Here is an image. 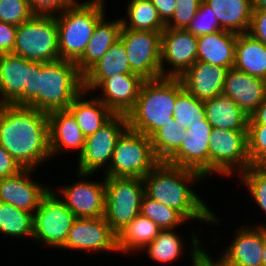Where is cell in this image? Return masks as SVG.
Instances as JSON below:
<instances>
[{
    "instance_id": "6da1fadb",
    "label": "cell",
    "mask_w": 266,
    "mask_h": 266,
    "mask_svg": "<svg viewBox=\"0 0 266 266\" xmlns=\"http://www.w3.org/2000/svg\"><path fill=\"white\" fill-rule=\"evenodd\" d=\"M142 179L145 195L177 210L189 221L188 226L191 221L210 226L222 225L215 209L209 206L208 200L200 197L201 192H197V188L194 189L196 185H200L199 183L207 182L199 172L159 162Z\"/></svg>"
},
{
    "instance_id": "7a4b0ae2",
    "label": "cell",
    "mask_w": 266,
    "mask_h": 266,
    "mask_svg": "<svg viewBox=\"0 0 266 266\" xmlns=\"http://www.w3.org/2000/svg\"><path fill=\"white\" fill-rule=\"evenodd\" d=\"M0 144L23 168L41 169L52 160L48 114L29 106L0 105Z\"/></svg>"
},
{
    "instance_id": "3957f363",
    "label": "cell",
    "mask_w": 266,
    "mask_h": 266,
    "mask_svg": "<svg viewBox=\"0 0 266 266\" xmlns=\"http://www.w3.org/2000/svg\"><path fill=\"white\" fill-rule=\"evenodd\" d=\"M177 98V77L145 80L134 107L127 113L128 128L151 137L171 122Z\"/></svg>"
},
{
    "instance_id": "277c9868",
    "label": "cell",
    "mask_w": 266,
    "mask_h": 266,
    "mask_svg": "<svg viewBox=\"0 0 266 266\" xmlns=\"http://www.w3.org/2000/svg\"><path fill=\"white\" fill-rule=\"evenodd\" d=\"M106 1H73L56 16L60 59L76 62L85 51L97 23L105 16Z\"/></svg>"
},
{
    "instance_id": "5b68a950",
    "label": "cell",
    "mask_w": 266,
    "mask_h": 266,
    "mask_svg": "<svg viewBox=\"0 0 266 266\" xmlns=\"http://www.w3.org/2000/svg\"><path fill=\"white\" fill-rule=\"evenodd\" d=\"M83 90V75L75 62L63 59L41 62V74H38L39 111L48 114L66 110Z\"/></svg>"
},
{
    "instance_id": "8992f818",
    "label": "cell",
    "mask_w": 266,
    "mask_h": 266,
    "mask_svg": "<svg viewBox=\"0 0 266 266\" xmlns=\"http://www.w3.org/2000/svg\"><path fill=\"white\" fill-rule=\"evenodd\" d=\"M160 161L151 140L143 133L127 128L118 138L105 177L143 178Z\"/></svg>"
},
{
    "instance_id": "52a82bcc",
    "label": "cell",
    "mask_w": 266,
    "mask_h": 266,
    "mask_svg": "<svg viewBox=\"0 0 266 266\" xmlns=\"http://www.w3.org/2000/svg\"><path fill=\"white\" fill-rule=\"evenodd\" d=\"M251 166L248 131L212 128L209 141V179L239 176Z\"/></svg>"
},
{
    "instance_id": "ba28073f",
    "label": "cell",
    "mask_w": 266,
    "mask_h": 266,
    "mask_svg": "<svg viewBox=\"0 0 266 266\" xmlns=\"http://www.w3.org/2000/svg\"><path fill=\"white\" fill-rule=\"evenodd\" d=\"M56 16L33 15L17 26L13 54L33 62L60 59Z\"/></svg>"
},
{
    "instance_id": "9c48e42d",
    "label": "cell",
    "mask_w": 266,
    "mask_h": 266,
    "mask_svg": "<svg viewBox=\"0 0 266 266\" xmlns=\"http://www.w3.org/2000/svg\"><path fill=\"white\" fill-rule=\"evenodd\" d=\"M75 219V215L51 187L33 213L32 241L40 247L47 245L52 250H60Z\"/></svg>"
},
{
    "instance_id": "30bf717a",
    "label": "cell",
    "mask_w": 266,
    "mask_h": 266,
    "mask_svg": "<svg viewBox=\"0 0 266 266\" xmlns=\"http://www.w3.org/2000/svg\"><path fill=\"white\" fill-rule=\"evenodd\" d=\"M142 178L105 177V220L117 234L141 210Z\"/></svg>"
},
{
    "instance_id": "8fae6325",
    "label": "cell",
    "mask_w": 266,
    "mask_h": 266,
    "mask_svg": "<svg viewBox=\"0 0 266 266\" xmlns=\"http://www.w3.org/2000/svg\"><path fill=\"white\" fill-rule=\"evenodd\" d=\"M127 128L126 115L114 114L94 134L85 137L84 150L76 158L78 162H75V171L103 174L109 168L118 138Z\"/></svg>"
},
{
    "instance_id": "7c38bea8",
    "label": "cell",
    "mask_w": 266,
    "mask_h": 266,
    "mask_svg": "<svg viewBox=\"0 0 266 266\" xmlns=\"http://www.w3.org/2000/svg\"><path fill=\"white\" fill-rule=\"evenodd\" d=\"M77 181L59 184L57 195L76 218H97L105 214V176L101 180L90 178L93 174L72 172ZM92 180V181H91Z\"/></svg>"
},
{
    "instance_id": "4fadbf2b",
    "label": "cell",
    "mask_w": 266,
    "mask_h": 266,
    "mask_svg": "<svg viewBox=\"0 0 266 266\" xmlns=\"http://www.w3.org/2000/svg\"><path fill=\"white\" fill-rule=\"evenodd\" d=\"M189 228L193 230L188 234V237H190V241L187 243V245H190L189 248L184 242L186 240V237L184 236L185 234H183L182 231L178 232L179 228L164 229L161 230L159 235L143 248L138 255L145 253V255H147L145 257H148L150 261L154 262V264L156 262L159 264L162 263V265L165 264L166 266H172L171 264L173 262H178V260L180 262L181 258L185 255L187 256L186 259L189 258L191 260L189 261L191 263L190 265L194 264L206 251H208V249L206 250V246L203 244L204 240L201 239L202 237H199L201 235V230H196L197 227L196 225L194 226V224L192 225V222L191 227ZM197 231H199V233Z\"/></svg>"
},
{
    "instance_id": "5bb4252c",
    "label": "cell",
    "mask_w": 266,
    "mask_h": 266,
    "mask_svg": "<svg viewBox=\"0 0 266 266\" xmlns=\"http://www.w3.org/2000/svg\"><path fill=\"white\" fill-rule=\"evenodd\" d=\"M131 71L144 80L161 77V32L121 29Z\"/></svg>"
},
{
    "instance_id": "9a60e30c",
    "label": "cell",
    "mask_w": 266,
    "mask_h": 266,
    "mask_svg": "<svg viewBox=\"0 0 266 266\" xmlns=\"http://www.w3.org/2000/svg\"><path fill=\"white\" fill-rule=\"evenodd\" d=\"M63 251L102 254L115 253L117 250V234L111 229L105 217L76 218L68 232Z\"/></svg>"
},
{
    "instance_id": "2e32d148",
    "label": "cell",
    "mask_w": 266,
    "mask_h": 266,
    "mask_svg": "<svg viewBox=\"0 0 266 266\" xmlns=\"http://www.w3.org/2000/svg\"><path fill=\"white\" fill-rule=\"evenodd\" d=\"M197 37L186 29L161 32V77H180L197 61Z\"/></svg>"
},
{
    "instance_id": "e0dca14e",
    "label": "cell",
    "mask_w": 266,
    "mask_h": 266,
    "mask_svg": "<svg viewBox=\"0 0 266 266\" xmlns=\"http://www.w3.org/2000/svg\"><path fill=\"white\" fill-rule=\"evenodd\" d=\"M227 247L215 258L221 266H262L263 226L241 223ZM225 249V250H224Z\"/></svg>"
},
{
    "instance_id": "ac0fdd59",
    "label": "cell",
    "mask_w": 266,
    "mask_h": 266,
    "mask_svg": "<svg viewBox=\"0 0 266 266\" xmlns=\"http://www.w3.org/2000/svg\"><path fill=\"white\" fill-rule=\"evenodd\" d=\"M212 126L207 119L187 127L188 138L166 163L199 172L209 178V141Z\"/></svg>"
},
{
    "instance_id": "d6986e66",
    "label": "cell",
    "mask_w": 266,
    "mask_h": 266,
    "mask_svg": "<svg viewBox=\"0 0 266 266\" xmlns=\"http://www.w3.org/2000/svg\"><path fill=\"white\" fill-rule=\"evenodd\" d=\"M35 169L24 168L16 175L0 180V202L8 203L17 209L34 213L42 197L52 185L34 178ZM36 180V181H35Z\"/></svg>"
},
{
    "instance_id": "ffe728a7",
    "label": "cell",
    "mask_w": 266,
    "mask_h": 266,
    "mask_svg": "<svg viewBox=\"0 0 266 266\" xmlns=\"http://www.w3.org/2000/svg\"><path fill=\"white\" fill-rule=\"evenodd\" d=\"M144 81L138 74H118L105 79L92 93L99 92L97 98L114 114L127 115L134 107Z\"/></svg>"
},
{
    "instance_id": "44dd1931",
    "label": "cell",
    "mask_w": 266,
    "mask_h": 266,
    "mask_svg": "<svg viewBox=\"0 0 266 266\" xmlns=\"http://www.w3.org/2000/svg\"><path fill=\"white\" fill-rule=\"evenodd\" d=\"M48 122L51 159L67 151H77L76 156L79 157L84 150L85 136L73 114L68 109L53 111L48 113Z\"/></svg>"
},
{
    "instance_id": "7402d4cb",
    "label": "cell",
    "mask_w": 266,
    "mask_h": 266,
    "mask_svg": "<svg viewBox=\"0 0 266 266\" xmlns=\"http://www.w3.org/2000/svg\"><path fill=\"white\" fill-rule=\"evenodd\" d=\"M223 95L251 116L266 96V81L234 67L227 70Z\"/></svg>"
},
{
    "instance_id": "603a6c76",
    "label": "cell",
    "mask_w": 266,
    "mask_h": 266,
    "mask_svg": "<svg viewBox=\"0 0 266 266\" xmlns=\"http://www.w3.org/2000/svg\"><path fill=\"white\" fill-rule=\"evenodd\" d=\"M227 68L196 61L180 77L183 88L201 101L223 95Z\"/></svg>"
},
{
    "instance_id": "cb8c5ba5",
    "label": "cell",
    "mask_w": 266,
    "mask_h": 266,
    "mask_svg": "<svg viewBox=\"0 0 266 266\" xmlns=\"http://www.w3.org/2000/svg\"><path fill=\"white\" fill-rule=\"evenodd\" d=\"M33 63L13 53L0 55V105L23 106V91L28 87L29 67Z\"/></svg>"
},
{
    "instance_id": "d4e9b609",
    "label": "cell",
    "mask_w": 266,
    "mask_h": 266,
    "mask_svg": "<svg viewBox=\"0 0 266 266\" xmlns=\"http://www.w3.org/2000/svg\"><path fill=\"white\" fill-rule=\"evenodd\" d=\"M118 74H135L131 71L128 56L120 38L83 75V89L92 93L105 79Z\"/></svg>"
},
{
    "instance_id": "484cf974",
    "label": "cell",
    "mask_w": 266,
    "mask_h": 266,
    "mask_svg": "<svg viewBox=\"0 0 266 266\" xmlns=\"http://www.w3.org/2000/svg\"><path fill=\"white\" fill-rule=\"evenodd\" d=\"M122 28L121 18L112 19L105 15L96 25L83 55L75 62L79 72L84 75L95 65L107 50L119 39Z\"/></svg>"
},
{
    "instance_id": "4316f807",
    "label": "cell",
    "mask_w": 266,
    "mask_h": 266,
    "mask_svg": "<svg viewBox=\"0 0 266 266\" xmlns=\"http://www.w3.org/2000/svg\"><path fill=\"white\" fill-rule=\"evenodd\" d=\"M236 40L237 34L225 30L198 36L197 61L232 68L235 62Z\"/></svg>"
},
{
    "instance_id": "83f0119b",
    "label": "cell",
    "mask_w": 266,
    "mask_h": 266,
    "mask_svg": "<svg viewBox=\"0 0 266 266\" xmlns=\"http://www.w3.org/2000/svg\"><path fill=\"white\" fill-rule=\"evenodd\" d=\"M91 95L83 90L68 107L85 137L94 134L114 115L96 95Z\"/></svg>"
},
{
    "instance_id": "f1b7e54d",
    "label": "cell",
    "mask_w": 266,
    "mask_h": 266,
    "mask_svg": "<svg viewBox=\"0 0 266 266\" xmlns=\"http://www.w3.org/2000/svg\"><path fill=\"white\" fill-rule=\"evenodd\" d=\"M215 13L221 30L247 33L253 8L251 0H203Z\"/></svg>"
},
{
    "instance_id": "f546056e",
    "label": "cell",
    "mask_w": 266,
    "mask_h": 266,
    "mask_svg": "<svg viewBox=\"0 0 266 266\" xmlns=\"http://www.w3.org/2000/svg\"><path fill=\"white\" fill-rule=\"evenodd\" d=\"M204 107L212 128L247 131L249 116L229 97L216 96L204 101Z\"/></svg>"
},
{
    "instance_id": "4dcf8cb0",
    "label": "cell",
    "mask_w": 266,
    "mask_h": 266,
    "mask_svg": "<svg viewBox=\"0 0 266 266\" xmlns=\"http://www.w3.org/2000/svg\"><path fill=\"white\" fill-rule=\"evenodd\" d=\"M162 229L150 219L138 214L129 224L117 233V250L122 256H136Z\"/></svg>"
},
{
    "instance_id": "1f68e13d",
    "label": "cell",
    "mask_w": 266,
    "mask_h": 266,
    "mask_svg": "<svg viewBox=\"0 0 266 266\" xmlns=\"http://www.w3.org/2000/svg\"><path fill=\"white\" fill-rule=\"evenodd\" d=\"M233 67L266 81V45L249 33L237 34Z\"/></svg>"
},
{
    "instance_id": "d6a6232c",
    "label": "cell",
    "mask_w": 266,
    "mask_h": 266,
    "mask_svg": "<svg viewBox=\"0 0 266 266\" xmlns=\"http://www.w3.org/2000/svg\"><path fill=\"white\" fill-rule=\"evenodd\" d=\"M125 8L121 29L162 32L166 28L150 0H127Z\"/></svg>"
},
{
    "instance_id": "836d02e7",
    "label": "cell",
    "mask_w": 266,
    "mask_h": 266,
    "mask_svg": "<svg viewBox=\"0 0 266 266\" xmlns=\"http://www.w3.org/2000/svg\"><path fill=\"white\" fill-rule=\"evenodd\" d=\"M32 221L33 213L0 202V236L17 240L28 238L30 241L33 239Z\"/></svg>"
},
{
    "instance_id": "e575fe53",
    "label": "cell",
    "mask_w": 266,
    "mask_h": 266,
    "mask_svg": "<svg viewBox=\"0 0 266 266\" xmlns=\"http://www.w3.org/2000/svg\"><path fill=\"white\" fill-rule=\"evenodd\" d=\"M173 118L184 129H187L191 124L202 122L206 119L204 101L186 91L178 77Z\"/></svg>"
},
{
    "instance_id": "d590c367",
    "label": "cell",
    "mask_w": 266,
    "mask_h": 266,
    "mask_svg": "<svg viewBox=\"0 0 266 266\" xmlns=\"http://www.w3.org/2000/svg\"><path fill=\"white\" fill-rule=\"evenodd\" d=\"M185 138H188L186 129L181 128L172 118L171 122L150 137L156 158L160 162H166L180 148Z\"/></svg>"
},
{
    "instance_id": "8d00e7d4",
    "label": "cell",
    "mask_w": 266,
    "mask_h": 266,
    "mask_svg": "<svg viewBox=\"0 0 266 266\" xmlns=\"http://www.w3.org/2000/svg\"><path fill=\"white\" fill-rule=\"evenodd\" d=\"M239 180L240 185H243L245 190L247 188L249 199H253V204L257 205L255 208H259L257 209L258 212L261 211L266 215V164L251 165L238 176ZM255 223L253 221L249 222V224L255 226H266V222L264 224L263 220L257 222L258 224Z\"/></svg>"
},
{
    "instance_id": "74e56055",
    "label": "cell",
    "mask_w": 266,
    "mask_h": 266,
    "mask_svg": "<svg viewBox=\"0 0 266 266\" xmlns=\"http://www.w3.org/2000/svg\"><path fill=\"white\" fill-rule=\"evenodd\" d=\"M140 213L154 222L162 230L176 229L179 226L182 228L184 225L189 229L187 226L188 221L177 210L153 200L145 194L141 201Z\"/></svg>"
},
{
    "instance_id": "f35d334b",
    "label": "cell",
    "mask_w": 266,
    "mask_h": 266,
    "mask_svg": "<svg viewBox=\"0 0 266 266\" xmlns=\"http://www.w3.org/2000/svg\"><path fill=\"white\" fill-rule=\"evenodd\" d=\"M247 131L250 164H266V125L248 124Z\"/></svg>"
},
{
    "instance_id": "ab89813d",
    "label": "cell",
    "mask_w": 266,
    "mask_h": 266,
    "mask_svg": "<svg viewBox=\"0 0 266 266\" xmlns=\"http://www.w3.org/2000/svg\"><path fill=\"white\" fill-rule=\"evenodd\" d=\"M186 30L198 37L204 34L215 33L221 30V27L213 10L202 1L196 16L187 26Z\"/></svg>"
},
{
    "instance_id": "60d3db41",
    "label": "cell",
    "mask_w": 266,
    "mask_h": 266,
    "mask_svg": "<svg viewBox=\"0 0 266 266\" xmlns=\"http://www.w3.org/2000/svg\"><path fill=\"white\" fill-rule=\"evenodd\" d=\"M34 14L28 0H0V21L16 26L29 20Z\"/></svg>"
},
{
    "instance_id": "b9f144b4",
    "label": "cell",
    "mask_w": 266,
    "mask_h": 266,
    "mask_svg": "<svg viewBox=\"0 0 266 266\" xmlns=\"http://www.w3.org/2000/svg\"><path fill=\"white\" fill-rule=\"evenodd\" d=\"M176 9L165 26L173 29H186L196 16L203 0H176Z\"/></svg>"
},
{
    "instance_id": "7bdbcfd3",
    "label": "cell",
    "mask_w": 266,
    "mask_h": 266,
    "mask_svg": "<svg viewBox=\"0 0 266 266\" xmlns=\"http://www.w3.org/2000/svg\"><path fill=\"white\" fill-rule=\"evenodd\" d=\"M73 0H28L34 15L57 16L66 9Z\"/></svg>"
},
{
    "instance_id": "ee69618b",
    "label": "cell",
    "mask_w": 266,
    "mask_h": 266,
    "mask_svg": "<svg viewBox=\"0 0 266 266\" xmlns=\"http://www.w3.org/2000/svg\"><path fill=\"white\" fill-rule=\"evenodd\" d=\"M38 74H41V62L29 67L28 87H24L23 106L38 110Z\"/></svg>"
},
{
    "instance_id": "f6af8a7d",
    "label": "cell",
    "mask_w": 266,
    "mask_h": 266,
    "mask_svg": "<svg viewBox=\"0 0 266 266\" xmlns=\"http://www.w3.org/2000/svg\"><path fill=\"white\" fill-rule=\"evenodd\" d=\"M247 33L266 45V9L253 10Z\"/></svg>"
},
{
    "instance_id": "bcb514c9",
    "label": "cell",
    "mask_w": 266,
    "mask_h": 266,
    "mask_svg": "<svg viewBox=\"0 0 266 266\" xmlns=\"http://www.w3.org/2000/svg\"><path fill=\"white\" fill-rule=\"evenodd\" d=\"M16 32V25L0 21V55L13 52Z\"/></svg>"
},
{
    "instance_id": "7dc6e473",
    "label": "cell",
    "mask_w": 266,
    "mask_h": 266,
    "mask_svg": "<svg viewBox=\"0 0 266 266\" xmlns=\"http://www.w3.org/2000/svg\"><path fill=\"white\" fill-rule=\"evenodd\" d=\"M24 168L0 144V180L16 175Z\"/></svg>"
},
{
    "instance_id": "c3c4849f",
    "label": "cell",
    "mask_w": 266,
    "mask_h": 266,
    "mask_svg": "<svg viewBox=\"0 0 266 266\" xmlns=\"http://www.w3.org/2000/svg\"><path fill=\"white\" fill-rule=\"evenodd\" d=\"M157 9L161 20L166 23L173 15L176 9V0H150Z\"/></svg>"
},
{
    "instance_id": "681fc988",
    "label": "cell",
    "mask_w": 266,
    "mask_h": 266,
    "mask_svg": "<svg viewBox=\"0 0 266 266\" xmlns=\"http://www.w3.org/2000/svg\"><path fill=\"white\" fill-rule=\"evenodd\" d=\"M248 124L266 125V96L255 112L249 117Z\"/></svg>"
},
{
    "instance_id": "f907efd6",
    "label": "cell",
    "mask_w": 266,
    "mask_h": 266,
    "mask_svg": "<svg viewBox=\"0 0 266 266\" xmlns=\"http://www.w3.org/2000/svg\"><path fill=\"white\" fill-rule=\"evenodd\" d=\"M191 266H221L220 263L206 251L194 264Z\"/></svg>"
},
{
    "instance_id": "816d5d0a",
    "label": "cell",
    "mask_w": 266,
    "mask_h": 266,
    "mask_svg": "<svg viewBox=\"0 0 266 266\" xmlns=\"http://www.w3.org/2000/svg\"><path fill=\"white\" fill-rule=\"evenodd\" d=\"M253 10L266 9V0H251Z\"/></svg>"
},
{
    "instance_id": "f5cc1de1",
    "label": "cell",
    "mask_w": 266,
    "mask_h": 266,
    "mask_svg": "<svg viewBox=\"0 0 266 266\" xmlns=\"http://www.w3.org/2000/svg\"><path fill=\"white\" fill-rule=\"evenodd\" d=\"M263 258L262 266H266V226H263Z\"/></svg>"
}]
</instances>
